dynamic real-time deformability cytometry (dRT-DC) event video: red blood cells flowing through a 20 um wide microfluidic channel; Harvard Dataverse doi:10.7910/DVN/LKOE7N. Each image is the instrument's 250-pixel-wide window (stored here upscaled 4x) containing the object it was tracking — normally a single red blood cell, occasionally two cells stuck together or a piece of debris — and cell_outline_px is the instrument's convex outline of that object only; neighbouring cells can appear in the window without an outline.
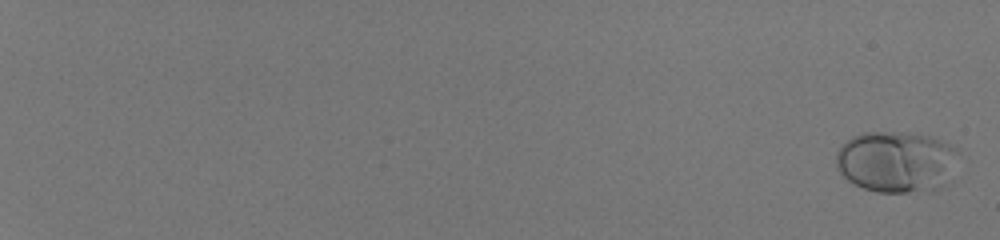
{"species": "human", "species_latin": "Homo sapiens", "temperature_condition": "room temperature", "stored_images_in_passage": 57, "camera_frame_rate_fps": 3000, "um_per_image_px": 0.085, "donor": {"sex": "male"}, "frame": {"image": 1, "passage_image": 2, "time_ms": 0.333, "image_size_px": [1000, 240], "cell_outline_px": [[960, 152], [952, 180], [940, 188], [908, 192], [876, 192], [864, 188], [848, 180], [836, 168], [836, 152], [852, 136], [864, 132], [908, 132], [928, 136], [940, 140], [956, 148]], "centroid_in_image_um": [76.24, 13.75], "position_along_channel_um": 8.8, "area_um2": 44.16}}
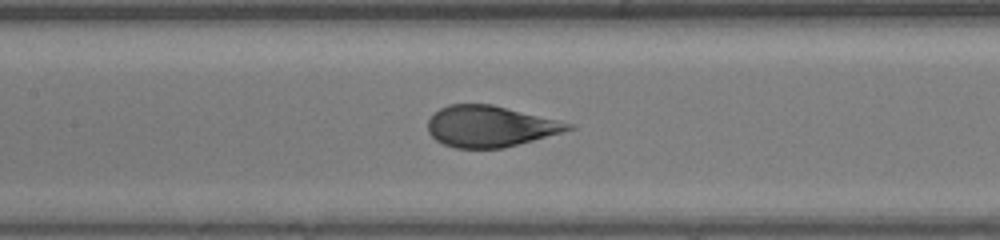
{"frame": {"image": 2, "passage_image": 34, "time_ms": 11.0, "image_size_px": [1000, 240], "cell_outline_px": [[576, 128], [504, 148], [456, 148], [444, 144], [436, 140], [428, 132], [428, 120], [440, 108], [448, 104], [492, 104], [576, 124]], "centroid_in_image_um": [41.68, 10.73], "position_along_channel_um": 165.7, "area_um2": 33.58}}
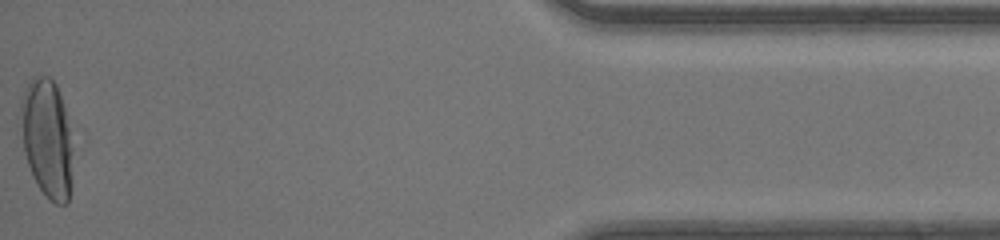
{"frame": {"image": 3, "passage_image": 57, "time_ms": 18.667, "image_size_px": [1000, 240], "cell_outline_px": [[76, 132], [72, 184], [68, 204], [56, 204], [40, 188], [28, 164], [24, 152], [20, 108], [20, 100], [32, 76], [48, 76], [56, 84]], "centroid_in_image_um": [4.11, 11.74], "position_along_channel_um": 431.1, "area_um2": 37.45}, "authors_computed_cell_mechanics": {"area_um2": 36.1828, "velocity_mm_per_s": 4.1909, "shape_relaxation_time_tau1_ms": 3.2699, "shape_relaxation_time_tau2_ms": null, "deformation_change_tau1": 0.1748, "deformation_change_tau2": null}}